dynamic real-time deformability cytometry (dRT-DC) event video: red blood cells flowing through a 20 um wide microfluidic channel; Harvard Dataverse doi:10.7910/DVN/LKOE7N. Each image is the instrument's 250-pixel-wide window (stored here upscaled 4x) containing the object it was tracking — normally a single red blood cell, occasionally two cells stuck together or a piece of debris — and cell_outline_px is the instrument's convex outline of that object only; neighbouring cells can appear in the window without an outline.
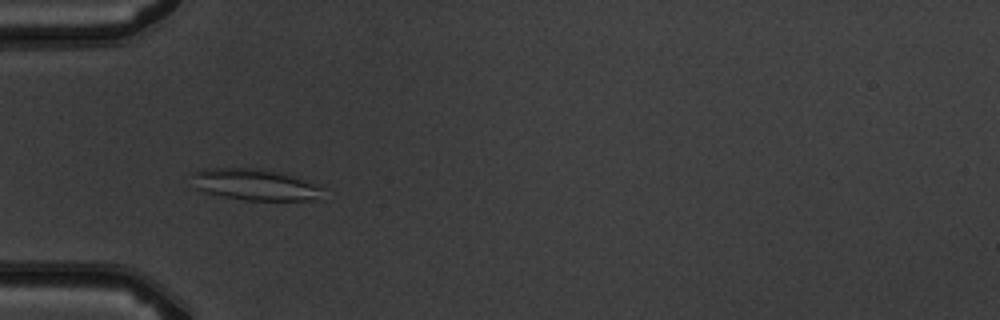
{"species": "common noctule bat (a hibernating species)", "species_latin": "Nyctalus noctula", "temperature_condition": "warm", "stored_images_in_passage": 6, "camera_frame_rate_fps": 3000, "um_per_image_px": 0.085, "animal": {"sex": "male", "body_mass_g": 19.5, "forearm_length_mm": 54.6}, "frame": {"image": 1, "passage_image": 4, "time_ms": 3.333, "image_size_px": [1000, 320], "cell_outline_px": [[324, 200], [244, 200], [224, 196], [192, 188], [192, 172], [204, 168], [252, 168], [284, 172], [320, 184], [324, 188]], "centroid_in_image_um": [21.76, 15.69], "position_along_channel_um": 63.2, "area_um2": 24.62}}
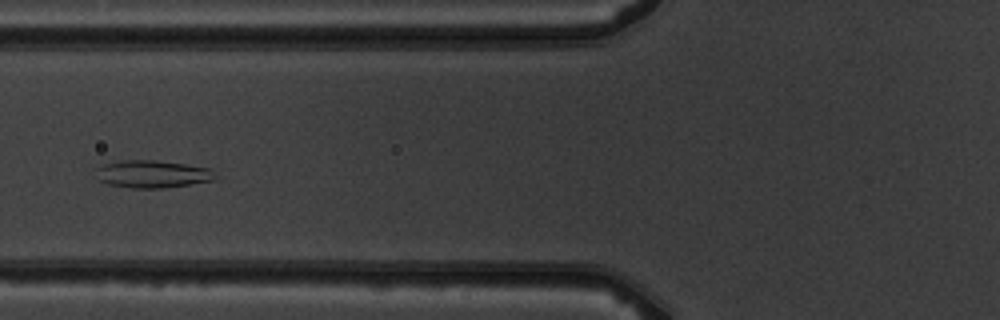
{"frame": {"image": 2, "passage_image": 5, "time_ms": 4.667, "image_size_px": [1000, 320], "cell_outline_px": [[216, 180], [164, 188], [132, 188], [108, 184], [100, 180], [96, 168], [104, 164], [120, 160], [156, 160], [212, 168]], "centroid_in_image_um": [12.98, 14.79], "position_along_channel_um": 112.8, "area_um2": 19.07}}